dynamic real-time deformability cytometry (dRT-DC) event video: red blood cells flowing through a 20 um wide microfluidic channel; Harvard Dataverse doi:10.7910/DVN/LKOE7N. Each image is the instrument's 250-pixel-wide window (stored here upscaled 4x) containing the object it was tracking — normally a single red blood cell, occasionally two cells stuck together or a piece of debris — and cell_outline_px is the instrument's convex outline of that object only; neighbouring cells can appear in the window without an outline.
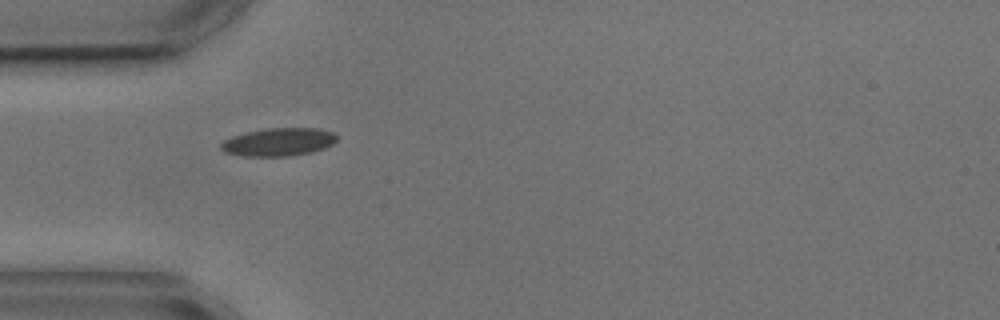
{"species": "common noctule bat (a hibernating species)", "species_latin": "Nyctalus noctula", "temperature_condition": "cold", "stored_images_in_passage": 1, "camera_frame_rate_fps": 3000, "um_per_image_px": 0.085, "animal": {"sex": "male", "body_mass_g": 17.9, "forearm_length_mm": 54.2}, "frame": {"image": 1, "passage_image": 1, "time_ms": 0.0, "image_size_px": [1000, 320], "cell_outline_px": [[340, 136], [332, 144], [324, 148], [312, 152], [288, 156], [240, 156], [224, 152], [220, 148], [220, 144], [224, 140], [232, 136], [244, 132], [268, 128], [320, 128], [332, 132]], "centroid_in_image_um": [23.67, 12.06], "position_along_channel_um": 61.3, "area_um2": 19.13}}